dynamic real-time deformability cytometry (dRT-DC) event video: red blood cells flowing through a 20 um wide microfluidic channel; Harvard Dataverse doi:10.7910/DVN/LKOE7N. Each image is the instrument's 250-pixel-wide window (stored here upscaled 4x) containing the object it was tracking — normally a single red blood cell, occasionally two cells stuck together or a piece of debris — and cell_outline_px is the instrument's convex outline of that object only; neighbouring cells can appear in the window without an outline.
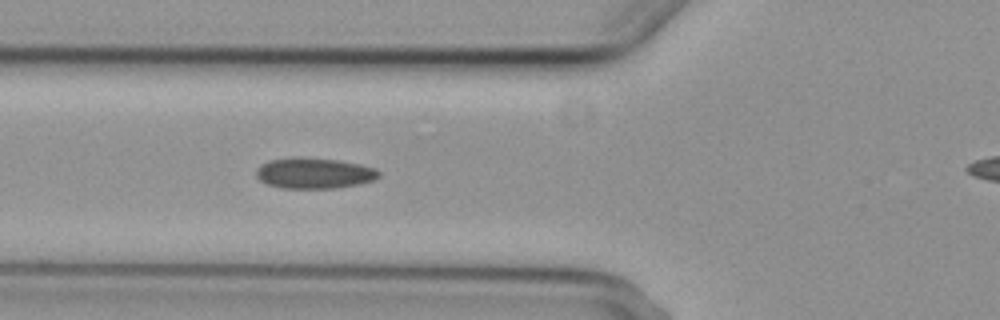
{"species": "common noctule bat (a hibernating species)", "species_latin": "Nyctalus noctula", "temperature_condition": "cold", "stored_images_in_passage": 3, "segment_of_instrument_passage": [1, 2], "camera_frame_rate_fps": 3000, "um_per_image_px": 0.085, "animal": {"sex": "female", "body_mass_g": 29.2, "forearm_length_mm": 56.3}, "frame": {"image": 1, "passage_image": 2, "time_ms": 1.0, "image_size_px": [1000, 320], "cell_outline_px": [[380, 176], [372, 180], [356, 184], [336, 188], [280, 188], [268, 184], [260, 180], [256, 176], [256, 168], [260, 164], [268, 160], [336, 160], [360, 164], [372, 168], [380, 172]], "centroid_in_image_um": [26.69, 14.76], "position_along_channel_um": 99.1, "area_um2": 20.98}}